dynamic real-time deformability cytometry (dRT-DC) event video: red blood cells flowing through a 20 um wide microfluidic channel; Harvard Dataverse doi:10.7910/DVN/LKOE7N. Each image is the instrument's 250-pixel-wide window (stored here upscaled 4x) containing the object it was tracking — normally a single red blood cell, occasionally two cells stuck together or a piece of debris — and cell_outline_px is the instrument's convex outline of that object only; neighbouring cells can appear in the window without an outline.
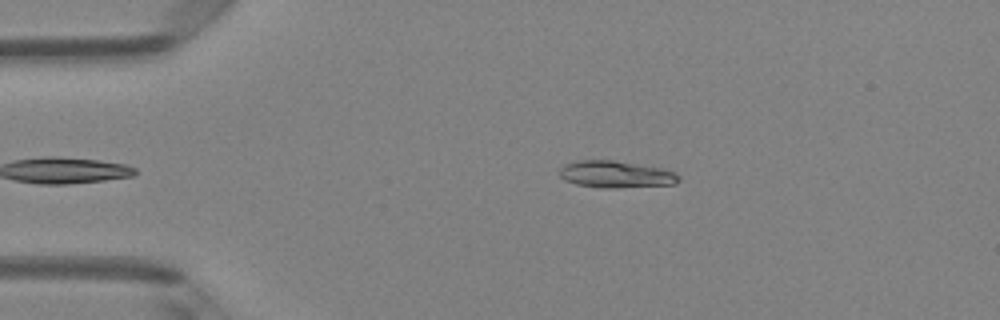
{"species": "Egyptian fruit bat (a non-hibernating species)", "species_latin": "Rousettus aegyptiacus", "temperature_condition": "room temperature", "stored_images_in_passage": 6, "camera_frame_rate_fps": 3000, "um_per_image_px": 0.085, "animal": {"sex": "female"}, "frame": {"image": 1, "passage_image": 6, "time_ms": 1.667, "image_size_px": [1000, 320], "cell_outline_px": [[680, 180], [676, 184], [620, 188], [600, 188], [576, 184], [564, 180], [560, 176], [560, 168], [564, 164], [576, 160], [612, 160], [664, 168], [676, 172], [680, 176]], "centroid_in_image_um": [52.37, 14.82], "position_along_channel_um": 32.6, "area_um2": 19.02}}